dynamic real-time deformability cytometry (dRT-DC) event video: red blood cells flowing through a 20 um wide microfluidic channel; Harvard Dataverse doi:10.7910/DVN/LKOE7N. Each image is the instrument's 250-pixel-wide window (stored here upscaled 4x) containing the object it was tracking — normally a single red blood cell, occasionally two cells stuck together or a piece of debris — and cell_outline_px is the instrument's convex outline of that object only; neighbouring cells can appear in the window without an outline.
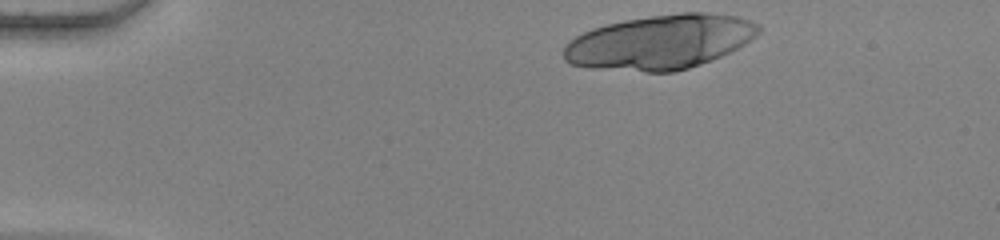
{"species": "human", "species_latin": "Homo sapiens", "temperature_condition": "warm", "stored_images_in_passage": 17, "camera_frame_rate_fps": 3000, "um_per_image_px": 0.085, "donor": {"sex": "female"}, "frame": {"image": 1, "passage_image": 1, "time_ms": 0.0, "image_size_px": [1000, 240], "cell_outline_px": [[764, 28], [756, 36], [744, 44], [720, 56], [700, 64], [688, 68], [672, 72], [644, 72], [588, 68], [572, 64], [564, 60], [564, 48], [576, 36], [592, 28], [624, 20], [680, 12], [708, 12], [736, 16], [752, 20], [760, 24]], "centroid_in_image_um": [56.15, 3.57], "position_along_channel_um": 28.9, "area_um2": 61.85}}
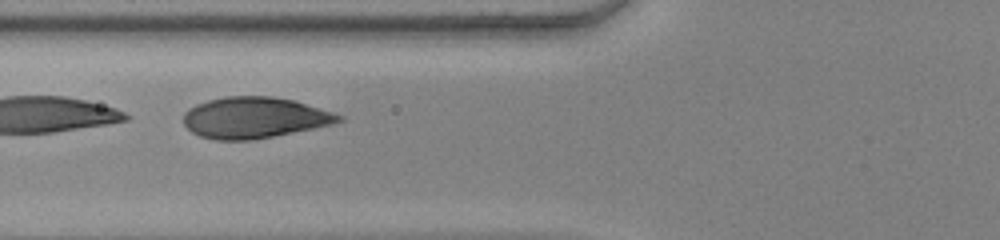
{"frame": {"image": 2, "passage_image": 14, "time_ms": 4.333, "image_size_px": [1000, 240], "cell_outline_px": [[344, 120], [332, 124], [252, 140], [216, 140], [200, 136], [192, 132], [184, 124], [184, 112], [188, 108], [196, 104], [208, 100], [228, 96], [272, 96], [292, 100], [332, 112], [344, 116]], "centroid_in_image_um": [21.59, 10.0], "position_along_channel_um": 104.2, "area_um2": 36.88}}